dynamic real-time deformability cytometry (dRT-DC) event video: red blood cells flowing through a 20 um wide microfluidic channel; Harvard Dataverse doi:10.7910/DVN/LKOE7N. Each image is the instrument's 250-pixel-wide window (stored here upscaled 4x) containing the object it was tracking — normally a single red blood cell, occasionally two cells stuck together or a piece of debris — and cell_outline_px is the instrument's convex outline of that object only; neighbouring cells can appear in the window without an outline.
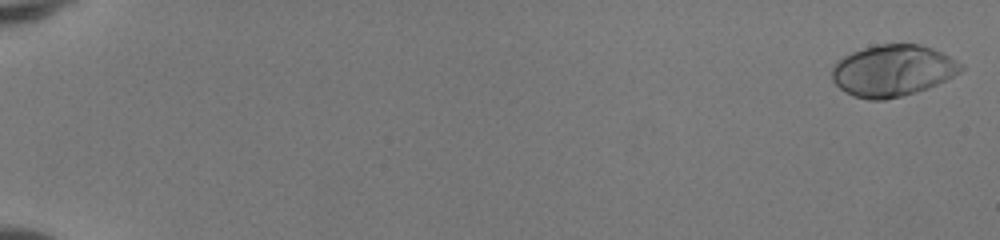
{"species": "human", "species_latin": "Homo sapiens", "temperature_condition": "room temperature", "stored_images_in_passage": 51, "camera_frame_rate_fps": 3000, "um_per_image_px": 0.085, "donor": {"sex": "female"}, "frame": {"image": 1, "passage_image": 1, "time_ms": 0.0, "image_size_px": [1000, 240], "cell_outline_px": [[964, 68], [960, 72], [928, 88], [916, 92], [884, 100], [868, 100], [852, 96], [844, 92], [832, 80], [832, 64], [836, 60], [852, 52], [876, 44], [920, 44], [932, 48], [964, 64]], "centroid_in_image_um": [75.84, 6.0], "position_along_channel_um": 9.2, "area_um2": 38.78}}
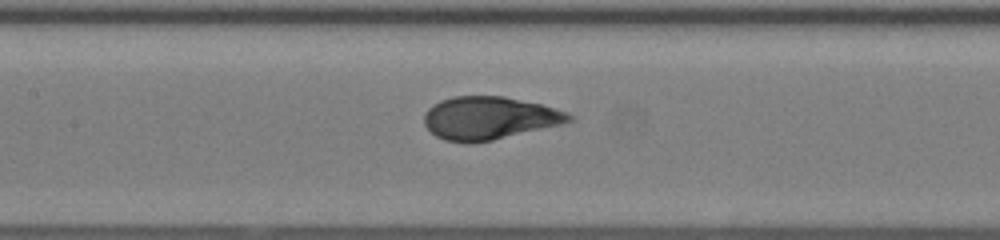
{"frame": {"image": 2, "passage_image": 27, "time_ms": 8.667, "image_size_px": [1000, 240], "cell_outline_px": [[576, 120], [560, 124], [492, 140], [468, 144], [444, 140], [436, 136], [424, 124], [424, 112], [432, 104], [440, 100], [452, 96], [504, 96], [540, 104], [568, 112]], "centroid_in_image_um": [41.54, 10.03], "position_along_channel_um": 165.9, "area_um2": 36.18}}
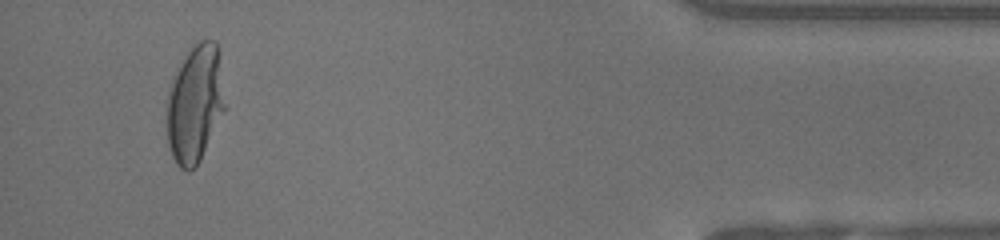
{"frame": {"image": 3, "passage_image": 49, "time_ms": 16.0, "image_size_px": [1000, 240], "cell_outline_px": [[228, 108], [196, 168], [188, 172], [184, 172], [176, 164], [172, 156], [168, 144], [168, 96], [172, 84], [180, 64], [188, 52], [200, 40], [216, 40]], "centroid_in_image_um": [16.64, 8.89], "position_along_channel_um": 418.6, "area_um2": 40.11}, "authors_computed_cell_mechanics": {"area_um2": 36.6452, "velocity_mm_per_s": 4.1642, "shape_relaxation_time_tau1_ms": 3.5044, "shape_relaxation_time_tau2_ms": null, "deformation_change_tau1": 0.2025, "deformation_change_tau2": null}}